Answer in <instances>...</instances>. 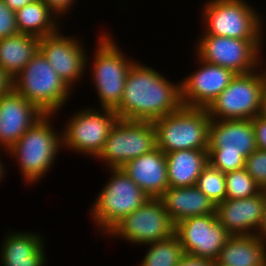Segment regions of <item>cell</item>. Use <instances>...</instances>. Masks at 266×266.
<instances>
[{"label": "cell", "instance_id": "obj_6", "mask_svg": "<svg viewBox=\"0 0 266 266\" xmlns=\"http://www.w3.org/2000/svg\"><path fill=\"white\" fill-rule=\"evenodd\" d=\"M108 170L111 173L108 182L90 209L94 226L104 235L150 198L121 168Z\"/></svg>", "mask_w": 266, "mask_h": 266}, {"label": "cell", "instance_id": "obj_2", "mask_svg": "<svg viewBox=\"0 0 266 266\" xmlns=\"http://www.w3.org/2000/svg\"><path fill=\"white\" fill-rule=\"evenodd\" d=\"M53 116L44 115L40 118L4 153L10 155L11 159H16L27 184L39 183L52 169L56 156L62 149V131H57L52 125Z\"/></svg>", "mask_w": 266, "mask_h": 266}, {"label": "cell", "instance_id": "obj_30", "mask_svg": "<svg viewBox=\"0 0 266 266\" xmlns=\"http://www.w3.org/2000/svg\"><path fill=\"white\" fill-rule=\"evenodd\" d=\"M17 34L19 31L16 25L15 11L11 10L4 0H0V39Z\"/></svg>", "mask_w": 266, "mask_h": 266}, {"label": "cell", "instance_id": "obj_18", "mask_svg": "<svg viewBox=\"0 0 266 266\" xmlns=\"http://www.w3.org/2000/svg\"><path fill=\"white\" fill-rule=\"evenodd\" d=\"M264 201L265 190L249 198L225 199L216 205L217 219L231 236L256 234Z\"/></svg>", "mask_w": 266, "mask_h": 266}, {"label": "cell", "instance_id": "obj_23", "mask_svg": "<svg viewBox=\"0 0 266 266\" xmlns=\"http://www.w3.org/2000/svg\"><path fill=\"white\" fill-rule=\"evenodd\" d=\"M169 187H189L208 165V150H176L165 153Z\"/></svg>", "mask_w": 266, "mask_h": 266}, {"label": "cell", "instance_id": "obj_26", "mask_svg": "<svg viewBox=\"0 0 266 266\" xmlns=\"http://www.w3.org/2000/svg\"><path fill=\"white\" fill-rule=\"evenodd\" d=\"M149 249L139 266H177L184 251L176 234L147 244Z\"/></svg>", "mask_w": 266, "mask_h": 266}, {"label": "cell", "instance_id": "obj_11", "mask_svg": "<svg viewBox=\"0 0 266 266\" xmlns=\"http://www.w3.org/2000/svg\"><path fill=\"white\" fill-rule=\"evenodd\" d=\"M155 147L156 130L153 122L119 119L95 159H100L105 167L121 168Z\"/></svg>", "mask_w": 266, "mask_h": 266}, {"label": "cell", "instance_id": "obj_22", "mask_svg": "<svg viewBox=\"0 0 266 266\" xmlns=\"http://www.w3.org/2000/svg\"><path fill=\"white\" fill-rule=\"evenodd\" d=\"M216 266H265L266 244L253 235L230 236L217 259Z\"/></svg>", "mask_w": 266, "mask_h": 266}, {"label": "cell", "instance_id": "obj_12", "mask_svg": "<svg viewBox=\"0 0 266 266\" xmlns=\"http://www.w3.org/2000/svg\"><path fill=\"white\" fill-rule=\"evenodd\" d=\"M199 38L195 55L206 63L231 69L235 74H246L261 68L262 40L215 35H201Z\"/></svg>", "mask_w": 266, "mask_h": 266}, {"label": "cell", "instance_id": "obj_10", "mask_svg": "<svg viewBox=\"0 0 266 266\" xmlns=\"http://www.w3.org/2000/svg\"><path fill=\"white\" fill-rule=\"evenodd\" d=\"M73 113L62 130V148L96 158L119 117L114 110L105 108H84Z\"/></svg>", "mask_w": 266, "mask_h": 266}, {"label": "cell", "instance_id": "obj_7", "mask_svg": "<svg viewBox=\"0 0 266 266\" xmlns=\"http://www.w3.org/2000/svg\"><path fill=\"white\" fill-rule=\"evenodd\" d=\"M114 39L108 32L99 34L90 67L91 82L97 89L101 108L112 110L121 102L127 73L135 62L123 53Z\"/></svg>", "mask_w": 266, "mask_h": 266}, {"label": "cell", "instance_id": "obj_17", "mask_svg": "<svg viewBox=\"0 0 266 266\" xmlns=\"http://www.w3.org/2000/svg\"><path fill=\"white\" fill-rule=\"evenodd\" d=\"M44 115L11 88L0 97V148L8 151Z\"/></svg>", "mask_w": 266, "mask_h": 266}, {"label": "cell", "instance_id": "obj_37", "mask_svg": "<svg viewBox=\"0 0 266 266\" xmlns=\"http://www.w3.org/2000/svg\"><path fill=\"white\" fill-rule=\"evenodd\" d=\"M1 158L2 156L0 155V182H2V179L4 180V177H6L5 174H7L5 171V165L3 163V159Z\"/></svg>", "mask_w": 266, "mask_h": 266}, {"label": "cell", "instance_id": "obj_8", "mask_svg": "<svg viewBox=\"0 0 266 266\" xmlns=\"http://www.w3.org/2000/svg\"><path fill=\"white\" fill-rule=\"evenodd\" d=\"M202 8L203 35L264 43L263 18L246 0H207Z\"/></svg>", "mask_w": 266, "mask_h": 266}, {"label": "cell", "instance_id": "obj_32", "mask_svg": "<svg viewBox=\"0 0 266 266\" xmlns=\"http://www.w3.org/2000/svg\"><path fill=\"white\" fill-rule=\"evenodd\" d=\"M48 8L58 17L62 19L65 13H70L77 0H42ZM72 6V8H71ZM60 16V17H59Z\"/></svg>", "mask_w": 266, "mask_h": 266}, {"label": "cell", "instance_id": "obj_35", "mask_svg": "<svg viewBox=\"0 0 266 266\" xmlns=\"http://www.w3.org/2000/svg\"><path fill=\"white\" fill-rule=\"evenodd\" d=\"M12 88V79H10L0 68V97Z\"/></svg>", "mask_w": 266, "mask_h": 266}, {"label": "cell", "instance_id": "obj_33", "mask_svg": "<svg viewBox=\"0 0 266 266\" xmlns=\"http://www.w3.org/2000/svg\"><path fill=\"white\" fill-rule=\"evenodd\" d=\"M177 266H216L213 259L197 257L184 253Z\"/></svg>", "mask_w": 266, "mask_h": 266}, {"label": "cell", "instance_id": "obj_27", "mask_svg": "<svg viewBox=\"0 0 266 266\" xmlns=\"http://www.w3.org/2000/svg\"><path fill=\"white\" fill-rule=\"evenodd\" d=\"M225 181L226 199L249 198L262 191L245 168L226 173Z\"/></svg>", "mask_w": 266, "mask_h": 266}, {"label": "cell", "instance_id": "obj_16", "mask_svg": "<svg viewBox=\"0 0 266 266\" xmlns=\"http://www.w3.org/2000/svg\"><path fill=\"white\" fill-rule=\"evenodd\" d=\"M196 58L201 66L182 78L181 99L184 106L208 108L236 74L231 69Z\"/></svg>", "mask_w": 266, "mask_h": 266}, {"label": "cell", "instance_id": "obj_20", "mask_svg": "<svg viewBox=\"0 0 266 266\" xmlns=\"http://www.w3.org/2000/svg\"><path fill=\"white\" fill-rule=\"evenodd\" d=\"M0 252L3 266H46L45 239L37 232H5Z\"/></svg>", "mask_w": 266, "mask_h": 266}, {"label": "cell", "instance_id": "obj_19", "mask_svg": "<svg viewBox=\"0 0 266 266\" xmlns=\"http://www.w3.org/2000/svg\"><path fill=\"white\" fill-rule=\"evenodd\" d=\"M121 169L150 197L160 198L169 187L165 153L157 146L125 163Z\"/></svg>", "mask_w": 266, "mask_h": 266}, {"label": "cell", "instance_id": "obj_25", "mask_svg": "<svg viewBox=\"0 0 266 266\" xmlns=\"http://www.w3.org/2000/svg\"><path fill=\"white\" fill-rule=\"evenodd\" d=\"M19 33L30 34L38 38L52 35L60 28V19L42 0H35L15 11Z\"/></svg>", "mask_w": 266, "mask_h": 266}, {"label": "cell", "instance_id": "obj_14", "mask_svg": "<svg viewBox=\"0 0 266 266\" xmlns=\"http://www.w3.org/2000/svg\"><path fill=\"white\" fill-rule=\"evenodd\" d=\"M175 234L184 253L214 261L231 236L220 224L216 214L183 219L175 224Z\"/></svg>", "mask_w": 266, "mask_h": 266}, {"label": "cell", "instance_id": "obj_9", "mask_svg": "<svg viewBox=\"0 0 266 266\" xmlns=\"http://www.w3.org/2000/svg\"><path fill=\"white\" fill-rule=\"evenodd\" d=\"M236 74L207 108L211 119H252L262 114L266 70Z\"/></svg>", "mask_w": 266, "mask_h": 266}, {"label": "cell", "instance_id": "obj_13", "mask_svg": "<svg viewBox=\"0 0 266 266\" xmlns=\"http://www.w3.org/2000/svg\"><path fill=\"white\" fill-rule=\"evenodd\" d=\"M175 234V224L159 198L147 199L127 215L105 237H116L131 244L147 245Z\"/></svg>", "mask_w": 266, "mask_h": 266}, {"label": "cell", "instance_id": "obj_28", "mask_svg": "<svg viewBox=\"0 0 266 266\" xmlns=\"http://www.w3.org/2000/svg\"><path fill=\"white\" fill-rule=\"evenodd\" d=\"M195 186L215 205L226 199L225 174L209 163L198 176Z\"/></svg>", "mask_w": 266, "mask_h": 266}, {"label": "cell", "instance_id": "obj_38", "mask_svg": "<svg viewBox=\"0 0 266 266\" xmlns=\"http://www.w3.org/2000/svg\"><path fill=\"white\" fill-rule=\"evenodd\" d=\"M262 114L266 116V76L264 82V91H263V110Z\"/></svg>", "mask_w": 266, "mask_h": 266}, {"label": "cell", "instance_id": "obj_3", "mask_svg": "<svg viewBox=\"0 0 266 266\" xmlns=\"http://www.w3.org/2000/svg\"><path fill=\"white\" fill-rule=\"evenodd\" d=\"M12 88L45 115H58L73 91L39 50L12 79Z\"/></svg>", "mask_w": 266, "mask_h": 266}, {"label": "cell", "instance_id": "obj_34", "mask_svg": "<svg viewBox=\"0 0 266 266\" xmlns=\"http://www.w3.org/2000/svg\"><path fill=\"white\" fill-rule=\"evenodd\" d=\"M256 235L266 244V190H265V201L263 206L262 219Z\"/></svg>", "mask_w": 266, "mask_h": 266}, {"label": "cell", "instance_id": "obj_4", "mask_svg": "<svg viewBox=\"0 0 266 266\" xmlns=\"http://www.w3.org/2000/svg\"><path fill=\"white\" fill-rule=\"evenodd\" d=\"M257 148L252 119H211L208 162L223 174L245 167Z\"/></svg>", "mask_w": 266, "mask_h": 266}, {"label": "cell", "instance_id": "obj_21", "mask_svg": "<svg viewBox=\"0 0 266 266\" xmlns=\"http://www.w3.org/2000/svg\"><path fill=\"white\" fill-rule=\"evenodd\" d=\"M159 199L174 224L188 217L216 214L214 202L195 185L168 187Z\"/></svg>", "mask_w": 266, "mask_h": 266}, {"label": "cell", "instance_id": "obj_15", "mask_svg": "<svg viewBox=\"0 0 266 266\" xmlns=\"http://www.w3.org/2000/svg\"><path fill=\"white\" fill-rule=\"evenodd\" d=\"M39 51L71 89L77 82H81L89 67L90 58H87L88 54L81 40L74 35L65 36L60 30L52 35L41 37Z\"/></svg>", "mask_w": 266, "mask_h": 266}, {"label": "cell", "instance_id": "obj_24", "mask_svg": "<svg viewBox=\"0 0 266 266\" xmlns=\"http://www.w3.org/2000/svg\"><path fill=\"white\" fill-rule=\"evenodd\" d=\"M40 38L19 33L0 39V68L14 79L39 50Z\"/></svg>", "mask_w": 266, "mask_h": 266}, {"label": "cell", "instance_id": "obj_31", "mask_svg": "<svg viewBox=\"0 0 266 266\" xmlns=\"http://www.w3.org/2000/svg\"><path fill=\"white\" fill-rule=\"evenodd\" d=\"M257 148L266 151V116L263 114L252 118Z\"/></svg>", "mask_w": 266, "mask_h": 266}, {"label": "cell", "instance_id": "obj_36", "mask_svg": "<svg viewBox=\"0 0 266 266\" xmlns=\"http://www.w3.org/2000/svg\"><path fill=\"white\" fill-rule=\"evenodd\" d=\"M33 1L35 0H4V2L13 11H17Z\"/></svg>", "mask_w": 266, "mask_h": 266}, {"label": "cell", "instance_id": "obj_29", "mask_svg": "<svg viewBox=\"0 0 266 266\" xmlns=\"http://www.w3.org/2000/svg\"><path fill=\"white\" fill-rule=\"evenodd\" d=\"M245 170L266 190V151L256 149L245 159Z\"/></svg>", "mask_w": 266, "mask_h": 266}, {"label": "cell", "instance_id": "obj_1", "mask_svg": "<svg viewBox=\"0 0 266 266\" xmlns=\"http://www.w3.org/2000/svg\"><path fill=\"white\" fill-rule=\"evenodd\" d=\"M135 61L127 73L119 106V119L154 122L183 106L181 81L173 83L162 73Z\"/></svg>", "mask_w": 266, "mask_h": 266}, {"label": "cell", "instance_id": "obj_5", "mask_svg": "<svg viewBox=\"0 0 266 266\" xmlns=\"http://www.w3.org/2000/svg\"><path fill=\"white\" fill-rule=\"evenodd\" d=\"M211 118L207 108L182 106L153 122L156 146L164 153L208 150Z\"/></svg>", "mask_w": 266, "mask_h": 266}]
</instances>
